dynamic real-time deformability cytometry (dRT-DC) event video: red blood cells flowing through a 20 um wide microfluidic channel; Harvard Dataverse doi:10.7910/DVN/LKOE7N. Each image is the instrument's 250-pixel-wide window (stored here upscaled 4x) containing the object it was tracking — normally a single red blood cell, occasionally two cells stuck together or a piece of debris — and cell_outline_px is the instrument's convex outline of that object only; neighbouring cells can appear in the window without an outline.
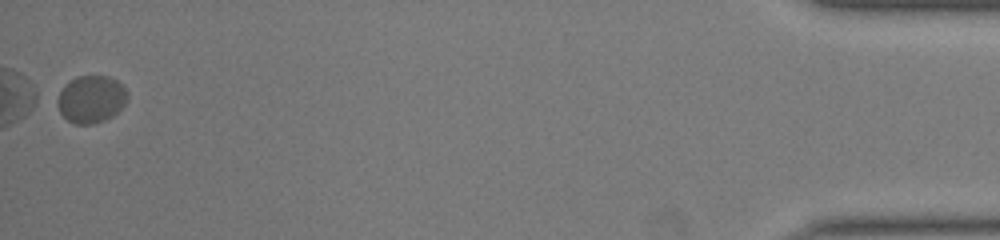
{"species": "common noctule bat (a hibernating species)", "species_latin": "Nyctalus noctula", "temperature_condition": "warm", "stored_images_in_passage": 46, "segment_of_instrument_passage": [2, 2], "camera_frame_rate_fps": 3000, "um_per_image_px": 0.085, "animal": {"sex": "male", "body_mass_g": 19.0, "forearm_length_mm": 50.8}, "frame": {"image": 1, "passage_image": 46, "time_ms": 15.0, "image_size_px": [1000, 240], "cell_outline_px": [[128, 96], [124, 104], [112, 116], [104, 120], [92, 124], [76, 124], [68, 120], [60, 112], [52, 100], [64, 84], [68, 80], [76, 76], [108, 76], [116, 80], [128, 92]], "centroid_in_image_um": [7.66, 8.41], "position_along_channel_um": 427.5, "area_um2": 19.65}}